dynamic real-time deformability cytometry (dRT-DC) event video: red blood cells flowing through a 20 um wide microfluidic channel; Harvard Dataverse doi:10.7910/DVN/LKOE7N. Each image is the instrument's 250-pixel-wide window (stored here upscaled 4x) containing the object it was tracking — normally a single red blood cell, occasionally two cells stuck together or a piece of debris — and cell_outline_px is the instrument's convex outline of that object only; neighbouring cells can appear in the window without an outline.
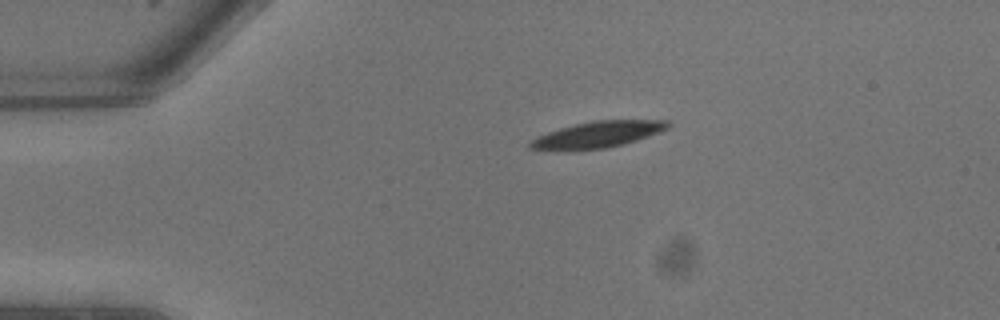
{"species": "common noctule bat (a hibernating species)", "species_latin": "Nyctalus noctula", "temperature_condition": "warm", "stored_images_in_passage": 6, "camera_frame_rate_fps": 3000, "um_per_image_px": 0.085, "animal": {"sex": "male", "body_mass_g": 13.3}, "frame": {"image": 1, "passage_image": 1, "time_ms": 0.0, "image_size_px": [1000, 320], "cell_outline_px": [[672, 124], [668, 128], [660, 132], [624, 144], [604, 148], [528, 148], [528, 144], [532, 140], [548, 132], [560, 128], [576, 124], [596, 120], [668, 120]], "centroid_in_image_um": [50.94, 11.39], "position_along_channel_um": 34.1, "area_um2": 20.17}}
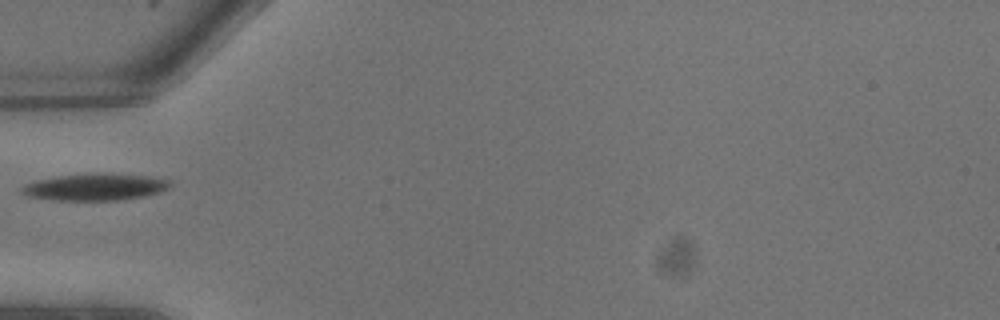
{"frame": {"image": 2, "passage_image": 4, "time_ms": 1.0, "image_size_px": [1000, 320], "cell_outline_px": [[172, 184], [168, 188], [160, 192], [144, 196], [120, 200], [52, 200], [28, 196], [20, 192], [20, 188], [24, 184], [36, 180], [56, 176], [92, 172], [108, 172], [144, 176], [172, 180]], "centroid_in_image_um": [8.07, 15.88], "position_along_channel_um": 76.9, "area_um2": 23.64}}